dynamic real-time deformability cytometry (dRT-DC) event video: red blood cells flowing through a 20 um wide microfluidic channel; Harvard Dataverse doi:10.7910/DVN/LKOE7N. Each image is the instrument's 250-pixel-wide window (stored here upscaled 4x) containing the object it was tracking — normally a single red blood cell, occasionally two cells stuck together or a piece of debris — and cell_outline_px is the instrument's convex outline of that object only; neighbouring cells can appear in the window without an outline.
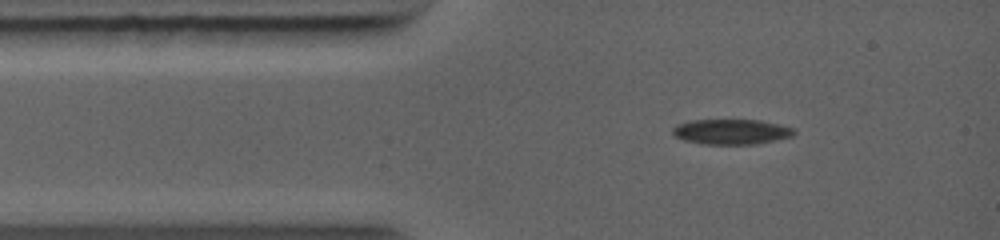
{"species": "common noctule bat (a hibernating species)", "species_latin": "Nyctalus noctula", "temperature_condition": "warm", "stored_images_in_passage": 55, "camera_frame_rate_fps": 5000, "um_per_image_px": 0.085, "animal": {"sex": "female", "body_mass_g": 19.0, "forearm_length_mm": 56.7}, "frame": {"image": 1, "passage_image": 1, "time_ms": 0.0, "image_size_px": [1000, 240], "cell_outline_px": [[796, 132], [792, 136], [756, 144], [700, 144], [684, 140], [676, 136], [672, 132], [672, 128], [676, 124], [688, 120], [760, 120], [780, 124], [792, 128]], "centroid_in_image_um": [62.13, 11.19], "position_along_channel_um": 22.9, "area_um2": 17.86}}
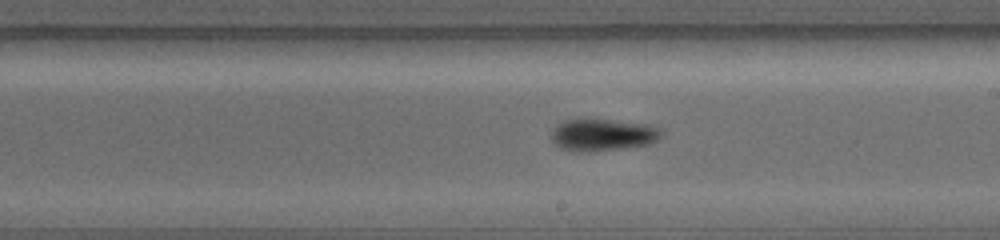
{"frame": {"image": 2, "passage_image": 20, "time_ms": 5.0, "image_size_px": [1000, 240], "cell_outline_px": [[664, 132], [656, 140], [648, 144], [620, 148], [588, 152], [580, 152], [560, 148], [552, 140], [552, 128], [556, 124], [564, 120], [580, 116], [648, 124], [664, 128]], "centroid_in_image_um": [51.2, 11.41], "position_along_channel_um": 237.8, "area_um2": 21.21}}
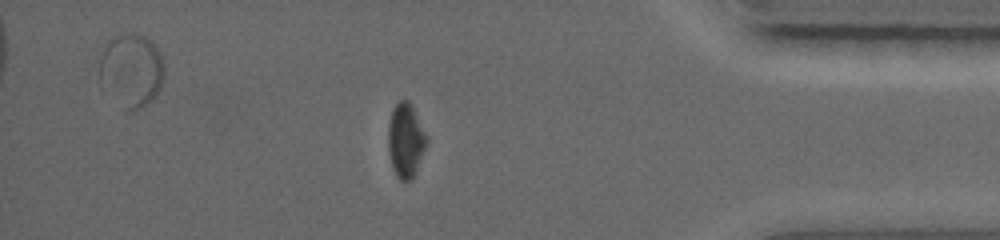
{"frame": {"image": 3, "passage_image": 44, "time_ms": 9.0, "image_size_px": [1000, 240], "cell_outline_px": [[428, 144], [412, 180], [400, 180], [396, 176], [392, 168], [388, 152], [388, 124], [392, 108], [400, 100], [408, 100], [428, 136]], "centroid_in_image_um": [34.48, 11.95], "position_along_channel_um": 400.7, "area_um2": 16.88}}